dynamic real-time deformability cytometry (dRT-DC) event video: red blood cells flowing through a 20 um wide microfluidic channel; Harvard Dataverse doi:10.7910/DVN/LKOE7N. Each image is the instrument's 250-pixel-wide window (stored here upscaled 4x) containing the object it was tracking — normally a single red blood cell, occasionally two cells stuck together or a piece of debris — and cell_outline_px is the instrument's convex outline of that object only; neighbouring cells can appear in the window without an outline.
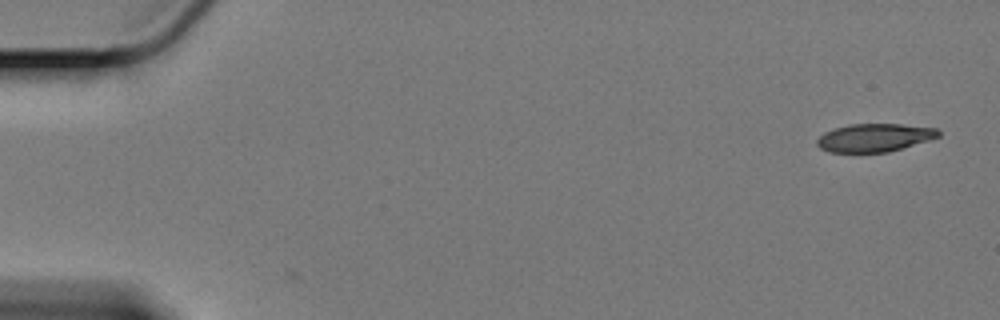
{"species": "Egyptian fruit bat (a non-hibernating species)", "species_latin": "Rousettus aegyptiacus", "temperature_condition": "cold", "stored_images_in_passage": 3, "camera_frame_rate_fps": 3000, "um_per_image_px": 0.085, "animal": {"sex": "female"}, "frame": {"image": 1, "passage_image": 1, "time_ms": 0.0, "image_size_px": [1000, 320], "cell_outline_px": [[940, 136], [928, 140], [888, 152], [832, 152], [820, 148], [816, 144], [816, 140], [824, 132], [836, 128], [852, 124], [900, 124], [936, 128], [940, 132]], "centroid_in_image_um": [74.32, 11.7], "position_along_channel_um": 10.7, "area_um2": 19.65}}